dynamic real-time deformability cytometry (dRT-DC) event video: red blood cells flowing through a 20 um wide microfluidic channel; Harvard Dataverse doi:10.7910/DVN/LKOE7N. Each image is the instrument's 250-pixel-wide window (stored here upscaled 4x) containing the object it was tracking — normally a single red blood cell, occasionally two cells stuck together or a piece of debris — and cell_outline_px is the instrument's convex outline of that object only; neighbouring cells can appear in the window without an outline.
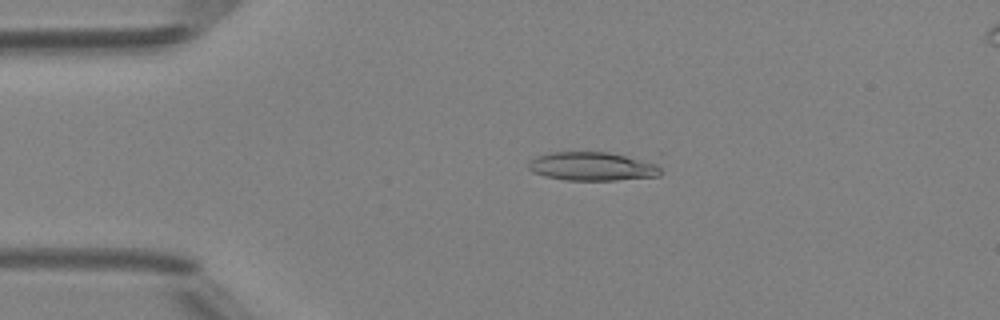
{"species": "Egyptian fruit bat (a non-hibernating species)", "species_latin": "Rousettus aegyptiacus", "temperature_condition": "room temperature", "stored_images_in_passage": 49, "camera_frame_rate_fps": 3000, "um_per_image_px": 0.085, "animal": {"sex": "female"}, "frame": {"image": 1, "passage_image": 11, "time_ms": 3.333, "image_size_px": [1000, 320], "cell_outline_px": [[660, 176], [616, 180], [564, 180], [544, 176], [532, 172], [528, 168], [528, 160], [536, 156], [548, 152], [608, 152], [656, 160], [660, 168]], "centroid_in_image_um": [50.39, 14.13], "position_along_channel_um": 34.6, "area_um2": 22.72}}
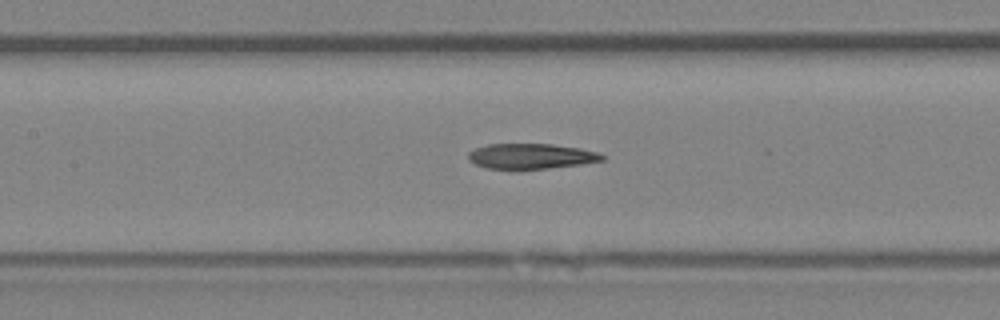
{"frame": {"image": 2, "passage_image": 23, "time_ms": 7.333, "image_size_px": [1000, 320], "cell_outline_px": [[604, 160], [580, 164], [548, 168], [484, 168], [468, 160], [468, 152], [476, 148], [488, 144], [552, 144], [580, 148], [596, 152], [604, 156]], "centroid_in_image_um": [45.11, 13.26], "position_along_channel_um": 162.3, "area_um2": 19.42}}
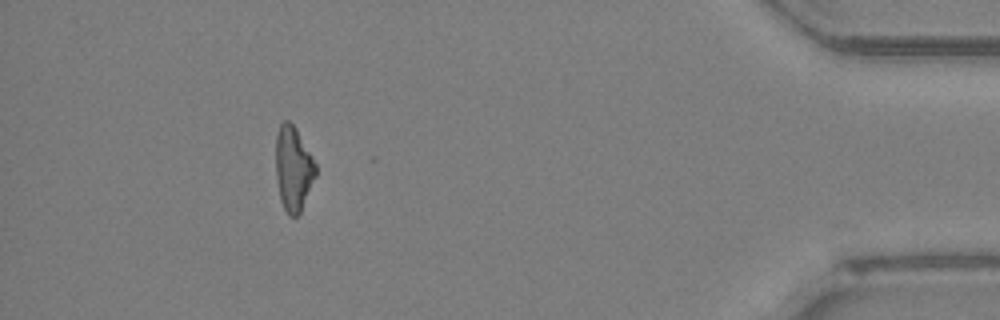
{"frame": {"image": 3, "passage_image": 45, "time_ms": 14.667, "image_size_px": [1000, 320], "cell_outline_px": [[316, 176], [300, 212], [296, 216], [288, 216], [280, 200], [276, 180], [276, 136], [280, 124], [284, 120], [288, 120], [296, 128], [312, 156], [316, 164]], "centroid_in_image_um": [24.92, 14.33], "position_along_channel_um": 410.3, "area_um2": 19.65}}